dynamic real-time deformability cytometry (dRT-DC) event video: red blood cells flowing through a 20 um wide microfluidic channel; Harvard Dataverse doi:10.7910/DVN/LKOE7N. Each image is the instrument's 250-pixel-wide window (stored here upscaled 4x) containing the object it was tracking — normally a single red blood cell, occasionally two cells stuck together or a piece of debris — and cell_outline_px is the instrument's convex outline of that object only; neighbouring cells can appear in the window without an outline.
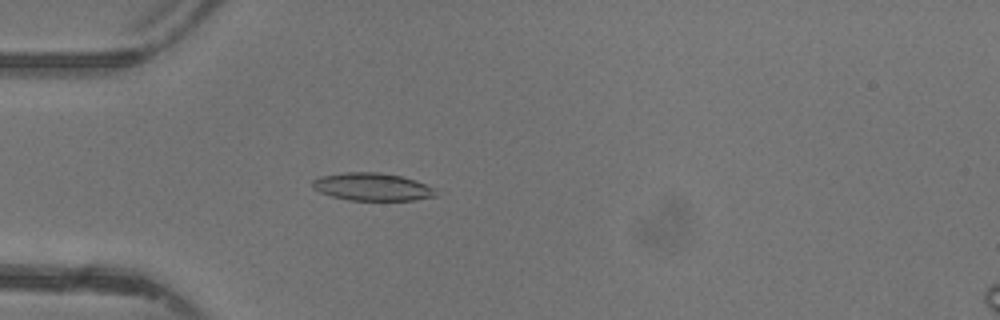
{"species": "common noctule bat (a hibernating species)", "species_latin": "Nyctalus noctula", "temperature_condition": "warm", "stored_images_in_passage": 16, "camera_frame_rate_fps": 3000, "um_per_image_px": 0.085, "animal": {"sex": "female"}, "frame": {"image": 1, "passage_image": 3, "time_ms": 0.667, "image_size_px": [1000, 320], "cell_outline_px": [[436, 196], [412, 200], [348, 200], [332, 196], [320, 192], [312, 188], [312, 180], [320, 176], [344, 172], [380, 172], [400, 176], [436, 188]], "centroid_in_image_um": [31.6, 15.88], "position_along_channel_um": 53.4, "area_um2": 19.83}}
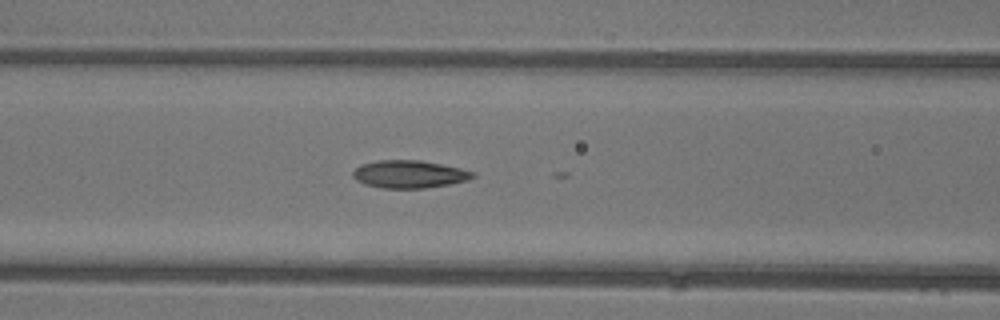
{"frame": {"image": 2, "passage_image": 9, "time_ms": 2.667, "image_size_px": [1000, 320], "cell_outline_px": [[476, 176], [468, 180], [448, 184], [424, 188], [384, 188], [364, 184], [356, 180], [352, 176], [352, 172], [360, 164], [376, 160], [420, 160], [460, 168], [472, 172]], "centroid_in_image_um": [34.74, 14.8], "position_along_channel_um": 131.9, "area_um2": 19.25}}
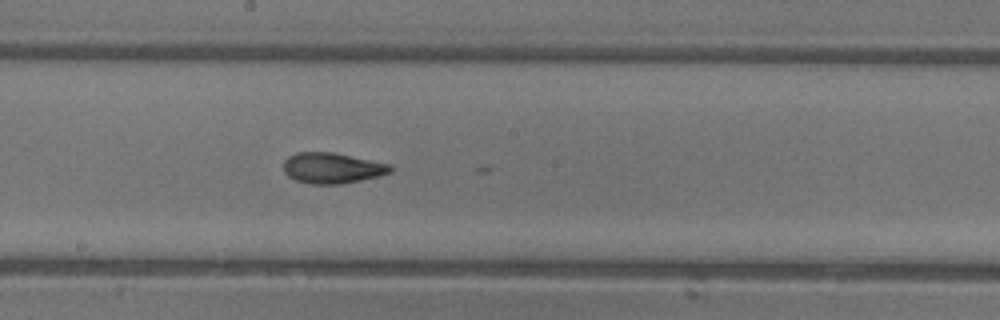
{"frame": {"image": 3, "passage_image": 15, "time_ms": 4.667, "image_size_px": [1000, 320], "cell_outline_px": [[392, 172], [360, 180], [340, 184], [312, 184], [296, 180], [288, 176], [284, 172], [284, 160], [288, 156], [296, 152], [332, 152], [392, 164]], "centroid_in_image_um": [28.22, 14.27], "position_along_channel_um": 220.0, "area_um2": 19.07}}